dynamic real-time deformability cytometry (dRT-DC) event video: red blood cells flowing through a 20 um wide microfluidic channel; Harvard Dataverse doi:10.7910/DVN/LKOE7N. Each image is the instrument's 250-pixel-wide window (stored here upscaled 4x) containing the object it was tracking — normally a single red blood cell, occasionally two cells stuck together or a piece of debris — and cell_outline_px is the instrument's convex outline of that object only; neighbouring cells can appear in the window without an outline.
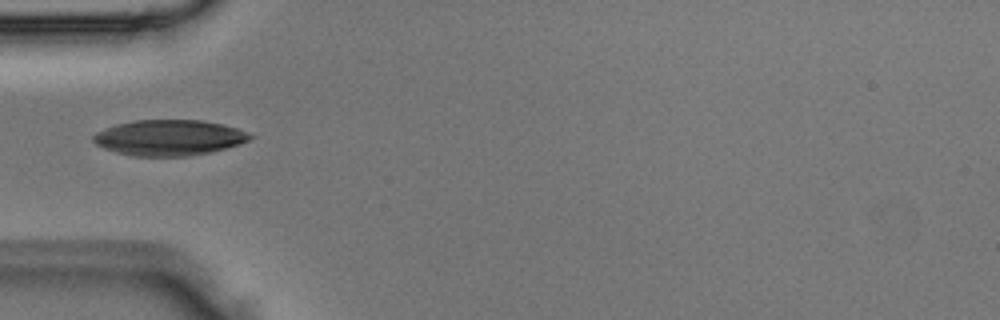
{"species": "Egyptian fruit bat (a non-hibernating species)", "species_latin": "Rousettus aegyptiacus", "temperature_condition": "room temperature", "stored_images_in_passage": 1, "camera_frame_rate_fps": 3000, "um_per_image_px": 0.085, "animal": {"sex": "male"}, "frame": {"image": 1, "passage_image": 1, "time_ms": 0.0, "image_size_px": [1000, 320], "cell_outline_px": [[256, 136], [240, 144], [228, 148], [212, 152], [192, 156], [132, 156], [116, 152], [104, 148], [96, 144], [92, 140], [92, 136], [96, 132], [116, 124], [132, 120], [200, 120], [220, 124], [236, 128]], "centroid_in_image_um": [14.37, 11.71], "position_along_channel_um": 70.6, "area_um2": 32.71}}